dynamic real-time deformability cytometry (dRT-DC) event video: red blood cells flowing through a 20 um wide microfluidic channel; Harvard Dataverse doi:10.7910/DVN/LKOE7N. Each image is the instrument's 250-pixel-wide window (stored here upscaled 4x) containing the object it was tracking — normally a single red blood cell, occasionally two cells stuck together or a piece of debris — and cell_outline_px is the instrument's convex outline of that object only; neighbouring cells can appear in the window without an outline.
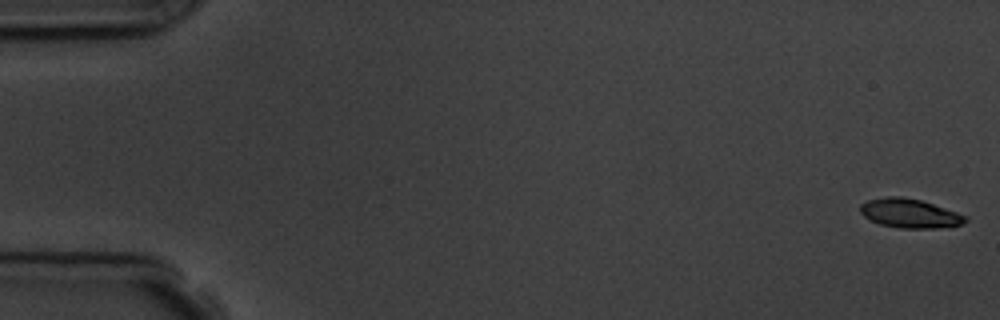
{"species": "common noctule bat (a hibernating species)", "species_latin": "Nyctalus noctula", "temperature_condition": "room temperature", "stored_images_in_passage": 6, "camera_frame_rate_fps": 3000, "um_per_image_px": 0.085, "animal": {"sex": "male", "body_mass_g": 19.5, "forearm_length_mm": 54.6}, "frame": {"image": 1, "passage_image": 1, "time_ms": 0.0, "image_size_px": [1000, 320], "cell_outline_px": [[968, 220], [960, 224], [932, 228], [900, 228], [880, 224], [868, 220], [860, 212], [860, 204], [868, 200], [888, 196], [900, 196], [920, 200], [968, 216]], "centroid_in_image_um": [77.27, 18.13], "position_along_channel_um": 7.7, "area_um2": 17.63}}
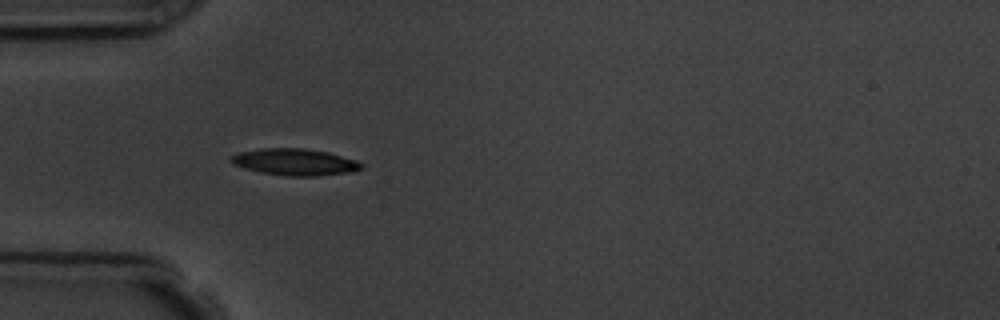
{"frame": {"image": 2, "passage_image": 5, "time_ms": 5.333, "image_size_px": [1000, 320], "cell_outline_px": [[364, 168], [348, 172], [316, 176], [288, 176], [264, 172], [244, 168], [232, 164], [228, 160], [232, 156], [240, 152], [260, 148], [304, 148], [328, 152], [356, 160], [364, 164]], "centroid_in_image_um": [25.07, 13.76], "position_along_channel_um": 59.9, "area_um2": 20.17}}